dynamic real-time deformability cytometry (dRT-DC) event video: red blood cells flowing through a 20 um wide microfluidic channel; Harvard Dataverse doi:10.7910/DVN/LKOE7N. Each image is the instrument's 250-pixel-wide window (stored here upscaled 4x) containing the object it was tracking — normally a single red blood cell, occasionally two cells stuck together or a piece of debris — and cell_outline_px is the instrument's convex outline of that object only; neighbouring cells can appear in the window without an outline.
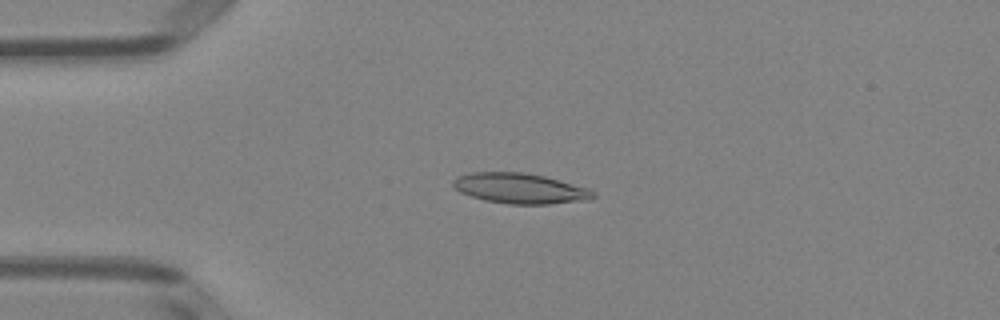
{"species": "Egyptian fruit bat (a non-hibernating species)", "species_latin": "Rousettus aegyptiacus", "temperature_condition": "room temperature", "stored_images_in_passage": 50, "camera_frame_rate_fps": 3000, "um_per_image_px": 0.085, "animal": {"sex": "female"}, "frame": {"image": 1, "passage_image": 12, "time_ms": 3.667, "image_size_px": [1000, 320], "cell_outline_px": [[596, 196], [592, 200], [548, 204], [508, 204], [484, 200], [460, 192], [452, 184], [452, 180], [456, 176], [472, 172], [524, 172], [544, 176], [588, 188], [596, 192]], "centroid_in_image_um": [44.22, 16.01], "position_along_channel_um": 40.8, "area_um2": 24.91}}
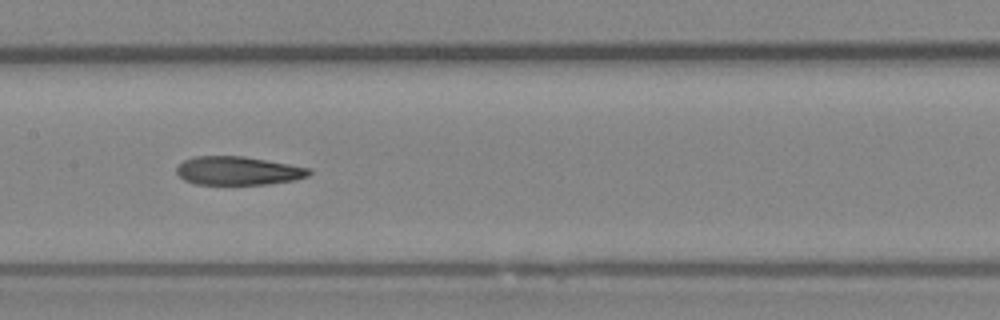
{"frame": {"image": 2, "passage_image": 25, "time_ms": 8.0, "image_size_px": [1000, 320], "cell_outline_px": [[312, 172], [308, 176], [296, 180], [268, 184], [196, 184], [184, 180], [176, 172], [176, 168], [184, 160], [196, 156], [244, 156], [312, 168]], "centroid_in_image_um": [20.27, 14.51], "position_along_channel_um": 187.1, "area_um2": 22.08}}
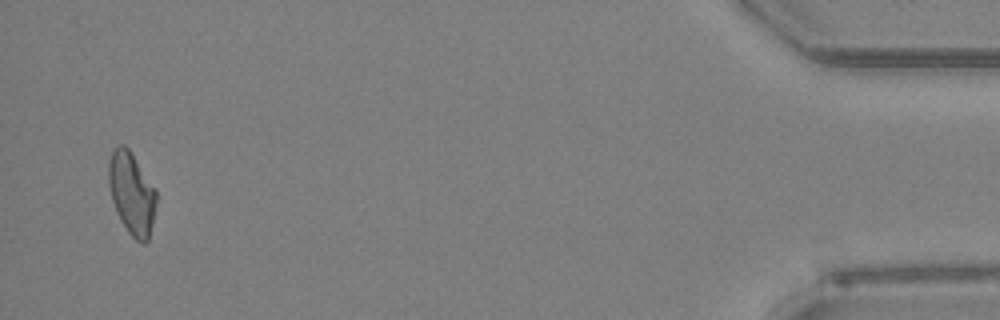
{"frame": {"image": 3, "passage_image": 49, "time_ms": 16.0, "image_size_px": [1000, 320], "cell_outline_px": [[156, 204], [148, 240], [144, 244], [136, 240], [128, 232], [120, 220], [116, 212], [112, 200], [108, 184], [108, 164], [112, 152], [120, 144], [124, 144], [132, 152], [156, 188]], "centroid_in_image_um": [11.19, 16.41], "position_along_channel_um": 424.0, "area_um2": 22.95}, "authors_computed_cell_mechanics": {"area_um2": 23.12, "velocity_mm_per_s": 3.9894, "shape_relaxation_time_tau1_ms": 6.9086, "shape_relaxation_time_tau2_ms": 3.9791, "deformation_change_tau1": 0.2209, "deformation_change_tau2": 0.1514}}